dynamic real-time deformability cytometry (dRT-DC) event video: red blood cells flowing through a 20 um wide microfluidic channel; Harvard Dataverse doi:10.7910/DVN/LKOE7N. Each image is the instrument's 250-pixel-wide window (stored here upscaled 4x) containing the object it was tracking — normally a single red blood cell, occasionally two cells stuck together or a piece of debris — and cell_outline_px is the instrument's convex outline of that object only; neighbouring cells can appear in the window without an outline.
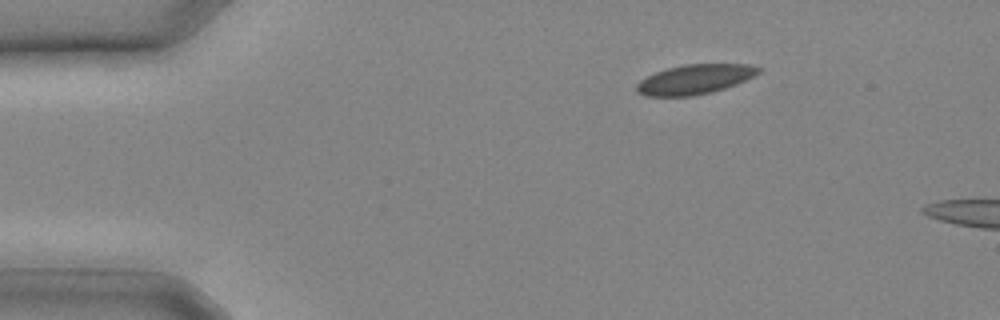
{"species": "common noctule bat (a hibernating species)", "species_latin": "Nyctalus noctula", "temperature_condition": "cold", "stored_images_in_passage": 3, "camera_frame_rate_fps": 3000, "um_per_image_px": 0.085, "animal": {"sex": "male", "body_mass_g": 20.4}, "frame": {"image": 1, "passage_image": 1, "time_ms": 0.0, "image_size_px": [1000, 320], "cell_outline_px": [[764, 68], [760, 72], [736, 84], [712, 92], [692, 96], [644, 96], [636, 92], [636, 84], [640, 80], [656, 72], [668, 68], [684, 64], [748, 64]], "centroid_in_image_um": [59.04, 6.74], "position_along_channel_um": 26.0, "area_um2": 21.04}}